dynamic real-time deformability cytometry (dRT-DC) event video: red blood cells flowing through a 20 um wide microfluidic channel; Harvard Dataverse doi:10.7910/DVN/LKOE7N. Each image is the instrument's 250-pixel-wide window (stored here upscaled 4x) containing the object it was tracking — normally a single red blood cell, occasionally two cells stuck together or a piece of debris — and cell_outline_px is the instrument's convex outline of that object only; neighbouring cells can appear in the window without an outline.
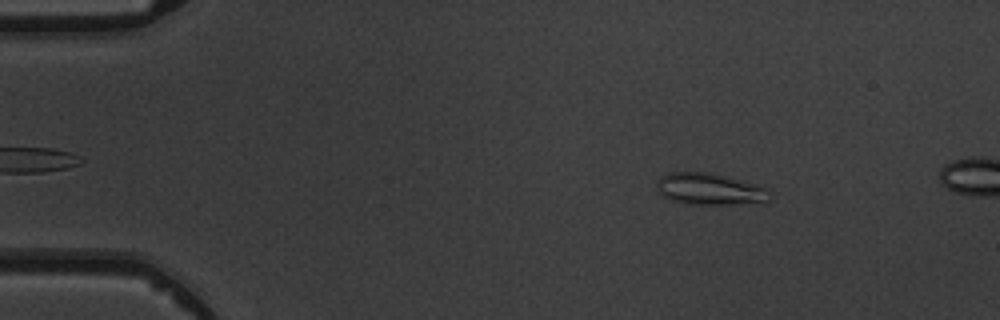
{"species": "common noctule bat (a hibernating species)", "species_latin": "Nyctalus noctula", "temperature_condition": "warm", "stored_images_in_passage": 4, "camera_frame_rate_fps": 3000, "um_per_image_px": 0.085, "animal": {"sex": "male", "body_mass_g": 19.5, "forearm_length_mm": 54.6}, "frame": {"image": 1, "passage_image": 2, "time_ms": 1.0, "image_size_px": [1000, 320], "cell_outline_px": [[772, 200], [764, 204], [688, 204], [672, 200], [664, 196], [656, 188], [656, 180], [660, 176], [668, 172], [704, 172], [756, 184], [768, 188], [772, 196]], "centroid_in_image_um": [60.39, 16.1], "position_along_channel_um": 24.6, "area_um2": 21.1}}